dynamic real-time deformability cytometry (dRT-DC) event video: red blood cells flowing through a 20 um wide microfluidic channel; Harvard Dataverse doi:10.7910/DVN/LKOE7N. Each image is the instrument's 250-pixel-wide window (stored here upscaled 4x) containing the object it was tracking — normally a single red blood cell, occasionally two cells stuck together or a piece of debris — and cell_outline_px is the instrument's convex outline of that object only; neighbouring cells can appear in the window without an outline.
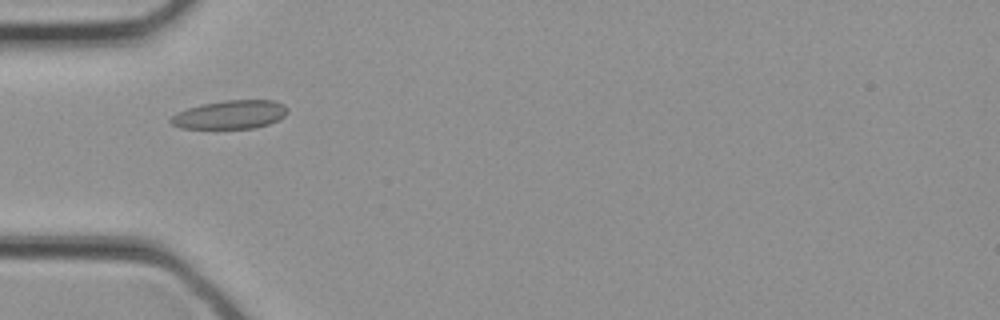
{"species": "common noctule bat (a hibernating species)", "species_latin": "Nyctalus noctula", "temperature_condition": "cold", "stored_images_in_passage": 27, "camera_frame_rate_fps": 3000, "um_per_image_px": 0.085, "animal": {"sex": "female", "body_mass_g": 21.9}, "frame": {"image": 1, "passage_image": 5, "time_ms": 1.333, "image_size_px": [1000, 320], "cell_outline_px": [[288, 112], [284, 116], [268, 124], [256, 128], [180, 128], [172, 124], [168, 120], [176, 112], [188, 108], [204, 104], [224, 100], [276, 100], [284, 104], [288, 108]], "centroid_in_image_um": [19.58, 9.74], "position_along_channel_um": 65.4, "area_um2": 19.42}}
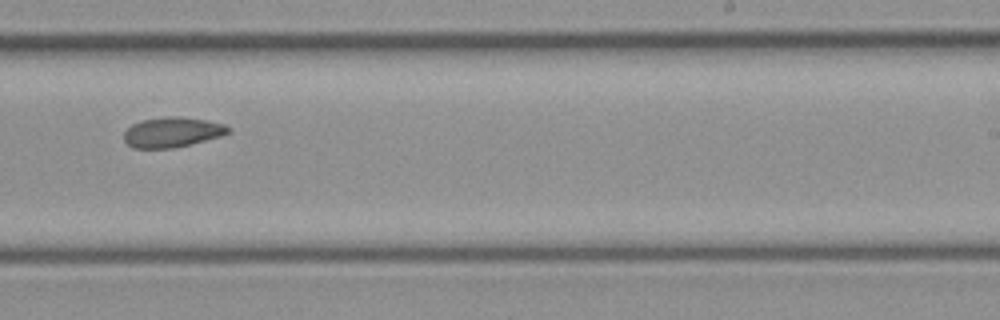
{"frame": {"image": 2, "passage_image": 15, "time_ms": 4.667, "image_size_px": [1000, 320], "cell_outline_px": [[232, 132], [220, 136], [192, 144], [172, 148], [132, 148], [124, 140], [124, 132], [132, 124], [140, 120], [168, 116], [180, 116], [204, 120], [224, 124], [232, 128]], "centroid_in_image_um": [14.65, 11.23], "position_along_channel_um": 274.4, "area_um2": 18.38}}
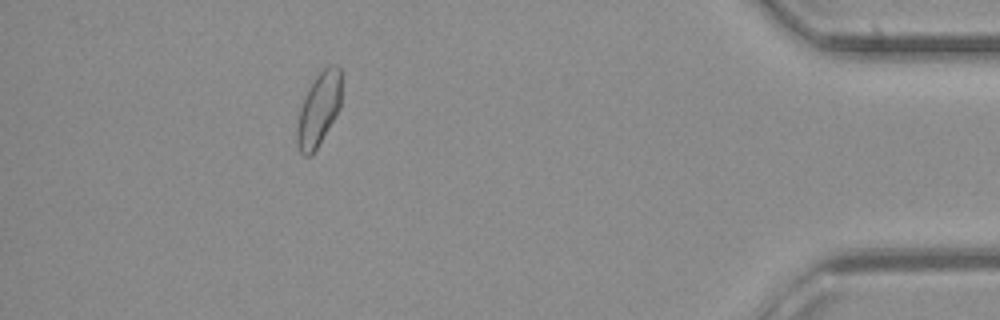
{"frame": {"image": 3, "passage_image": 24, "time_ms": 7.667, "image_size_px": [1000, 320], "cell_outline_px": [[344, 72], [340, 108], [336, 116], [316, 148], [308, 156], [304, 156], [300, 152], [296, 144], [296, 128], [300, 108], [304, 96], [308, 88], [316, 76], [328, 64], [336, 64]], "centroid_in_image_um": [27.13, 9.21], "position_along_channel_um": 408.1, "area_um2": 19.48}}